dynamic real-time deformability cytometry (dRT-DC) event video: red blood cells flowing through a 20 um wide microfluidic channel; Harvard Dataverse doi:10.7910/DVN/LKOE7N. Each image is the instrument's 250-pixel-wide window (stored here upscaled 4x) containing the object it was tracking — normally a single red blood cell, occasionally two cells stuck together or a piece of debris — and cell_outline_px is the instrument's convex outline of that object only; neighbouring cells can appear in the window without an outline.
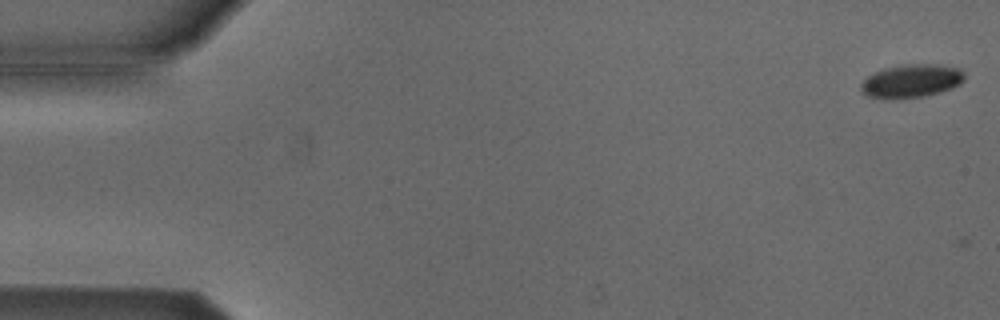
{"species": "Egyptian fruit bat (a non-hibernating species)", "species_latin": "Rousettus aegyptiacus", "temperature_condition": "cold", "stored_images_in_passage": 2, "camera_frame_rate_fps": 3000, "um_per_image_px": 0.085, "animal": {"sex": "male"}, "frame": {"image": 1, "passage_image": 1, "time_ms": 0.0, "image_size_px": [1000, 320], "cell_outline_px": [[964, 80], [960, 84], [952, 88], [924, 96], [892, 100], [888, 100], [868, 96], [860, 88], [860, 84], [868, 76], [884, 68], [904, 64], [936, 64], [960, 68], [964, 72]], "centroid_in_image_um": [77.47, 6.89], "position_along_channel_um": 7.5, "area_um2": 20.23}}